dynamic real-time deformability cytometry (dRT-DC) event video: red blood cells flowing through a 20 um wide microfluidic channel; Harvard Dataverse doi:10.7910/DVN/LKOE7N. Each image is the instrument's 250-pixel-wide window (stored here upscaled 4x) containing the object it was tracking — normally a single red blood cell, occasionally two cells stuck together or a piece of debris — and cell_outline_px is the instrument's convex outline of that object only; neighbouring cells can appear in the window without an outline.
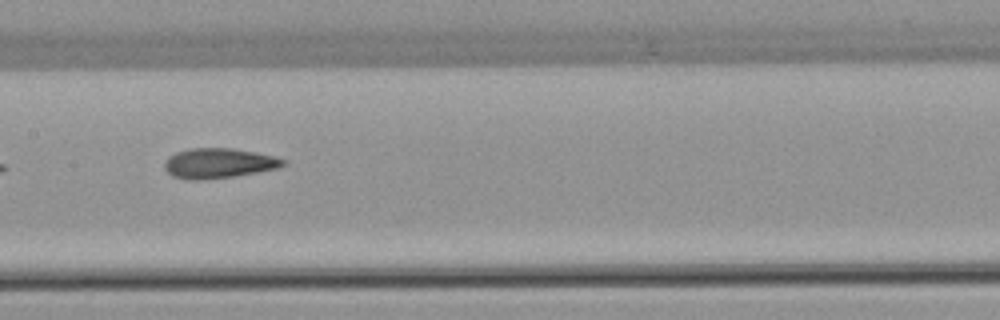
{"species": "common noctule bat (a hibernating species)", "species_latin": "Nyctalus noctula", "temperature_condition": "warm", "stored_images_in_passage": 8, "segment_of_instrument_passage": [1, 2], "camera_frame_rate_fps": 3000, "um_per_image_px": 0.085, "animal": {"sex": "female", "body_mass_g": 22.7, "forearm_length_mm": 54.2}, "frame": {"image": 1, "passage_image": 6, "time_ms": 6.0, "image_size_px": [1000, 320], "cell_outline_px": [[288, 164], [276, 168], [236, 176], [200, 180], [188, 180], [172, 176], [164, 168], [164, 164], [168, 156], [176, 152], [192, 148], [232, 148], [256, 152], [288, 160]], "centroid_in_image_um": [18.58, 13.87], "position_along_channel_um": 188.8, "area_um2": 20.81}}
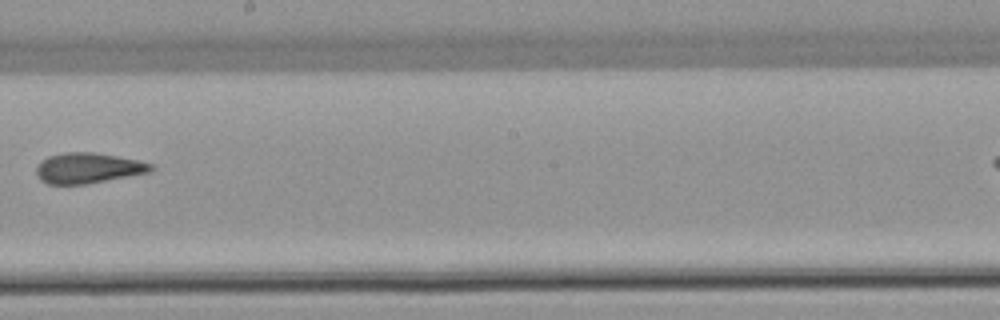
{"frame": {"image": 2, "passage_image": 7, "time_ms": 7.333, "image_size_px": [1000, 320], "cell_outline_px": [[156, 168], [152, 172], [88, 184], [48, 184], [40, 180], [36, 176], [36, 168], [40, 160], [48, 156], [64, 152], [92, 152], [140, 160], [152, 164]], "centroid_in_image_um": [7.5, 14.29], "position_along_channel_um": 240.7, "area_um2": 20.69}}